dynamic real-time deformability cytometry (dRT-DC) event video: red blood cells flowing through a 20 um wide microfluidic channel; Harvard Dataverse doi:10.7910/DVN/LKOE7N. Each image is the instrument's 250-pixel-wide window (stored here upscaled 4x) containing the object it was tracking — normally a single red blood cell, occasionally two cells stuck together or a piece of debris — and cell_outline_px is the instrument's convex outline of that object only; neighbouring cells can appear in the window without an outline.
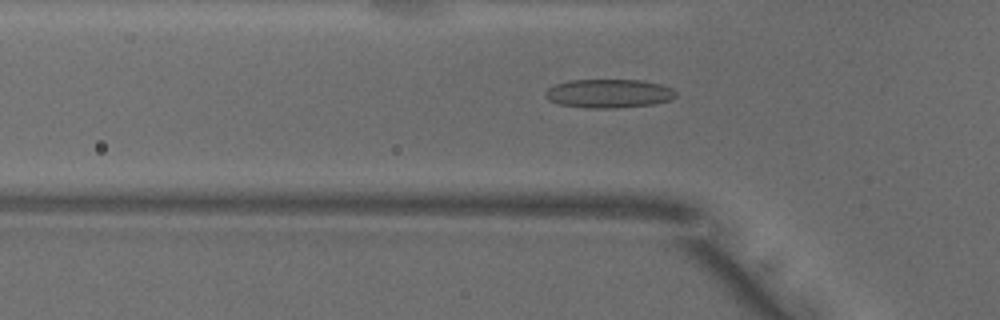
{"species": "common noctule bat (a hibernating species)", "species_latin": "Nyctalus noctula", "temperature_condition": "warm", "stored_images_in_passage": 31, "camera_frame_rate_fps": 3000, "um_per_image_px": 0.085, "animal": {"sex": "male", "body_mass_g": 18.8}, "frame": {"image": 1, "passage_image": 2, "time_ms": 0.333, "image_size_px": [1000, 320], "cell_outline_px": [[676, 96], [668, 100], [656, 104], [616, 108], [588, 108], [560, 104], [548, 100], [544, 96], [544, 92], [548, 88], [556, 84], [568, 80], [644, 80], [660, 84], [672, 88], [676, 92]], "centroid_in_image_um": [51.74, 7.94], "position_along_channel_um": 74.1, "area_um2": 21.96}}
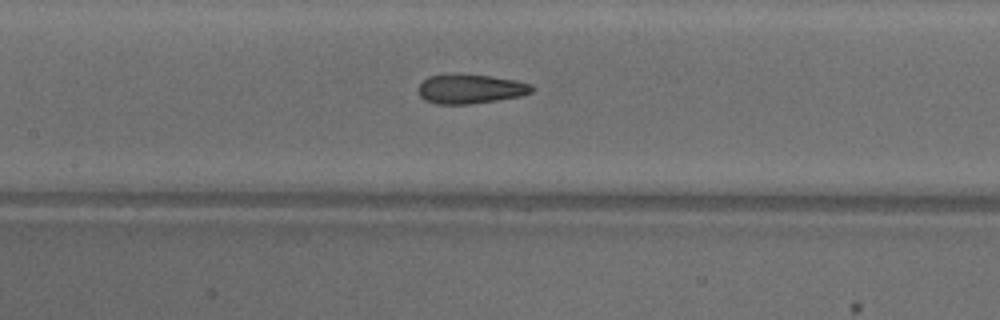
{"frame": {"image": 2, "passage_image": 9, "time_ms": 2.667, "image_size_px": [1000, 320], "cell_outline_px": [[536, 88], [532, 92], [520, 96], [496, 100], [468, 104], [436, 104], [424, 100], [420, 96], [420, 84], [428, 76], [444, 72], [460, 72], [492, 76], [532, 84]], "centroid_in_image_um": [39.96, 7.52], "position_along_channel_um": 167.4, "area_um2": 19.88}}
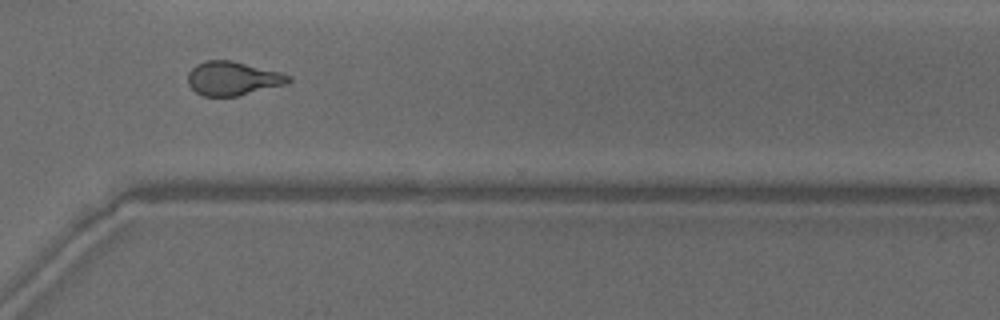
{"frame": {"image": 3, "passage_image": 23, "time_ms": 7.333, "image_size_px": [1000, 320], "cell_outline_px": [[292, 80], [288, 84], [236, 96], [204, 96], [196, 92], [188, 84], [188, 72], [196, 64], [204, 60], [232, 60], [280, 72], [292, 76]], "centroid_in_image_um": [19.8, 6.66], "position_along_channel_um": 350.8, "area_um2": 19.94}, "authors_computed_cell_mechanics": {"area_um2": 20.0566, "velocity_mm_per_s": 3.9368, "shape_relaxation_time_tau1_ms": 5.7658, "shape_relaxation_time_tau2_ms": 1.5464, "deformation_change_tau1": 0.1887, "deformation_change_tau2": 0.1013}}